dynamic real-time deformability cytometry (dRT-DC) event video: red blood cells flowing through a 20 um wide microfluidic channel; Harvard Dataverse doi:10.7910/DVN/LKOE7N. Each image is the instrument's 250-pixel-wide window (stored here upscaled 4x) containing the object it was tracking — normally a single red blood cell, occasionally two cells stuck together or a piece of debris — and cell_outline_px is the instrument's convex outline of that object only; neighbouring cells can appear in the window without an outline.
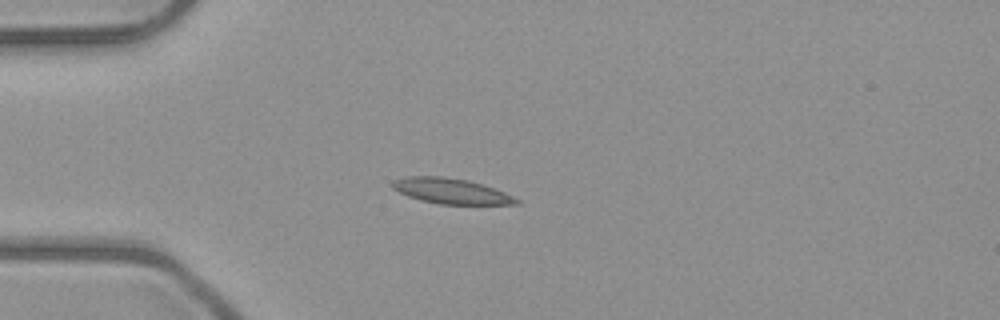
{"species": "common noctule bat (a hibernating species)", "species_latin": "Nyctalus noctula", "temperature_condition": "room temperature", "stored_images_in_passage": 4, "camera_frame_rate_fps": 3000, "um_per_image_px": 0.085, "animal": {"sex": "male", "body_mass_g": 23.1, "forearm_length_mm": 52.7}, "frame": {"image": 1, "passage_image": 4, "time_ms": 4.333, "image_size_px": [1000, 320], "cell_outline_px": [[520, 204], [440, 204], [408, 196], [392, 188], [392, 180], [404, 176], [444, 176], [468, 180], [504, 192], [520, 200]], "centroid_in_image_um": [38.31, 16.23], "position_along_channel_um": 46.7, "area_um2": 18.15}}